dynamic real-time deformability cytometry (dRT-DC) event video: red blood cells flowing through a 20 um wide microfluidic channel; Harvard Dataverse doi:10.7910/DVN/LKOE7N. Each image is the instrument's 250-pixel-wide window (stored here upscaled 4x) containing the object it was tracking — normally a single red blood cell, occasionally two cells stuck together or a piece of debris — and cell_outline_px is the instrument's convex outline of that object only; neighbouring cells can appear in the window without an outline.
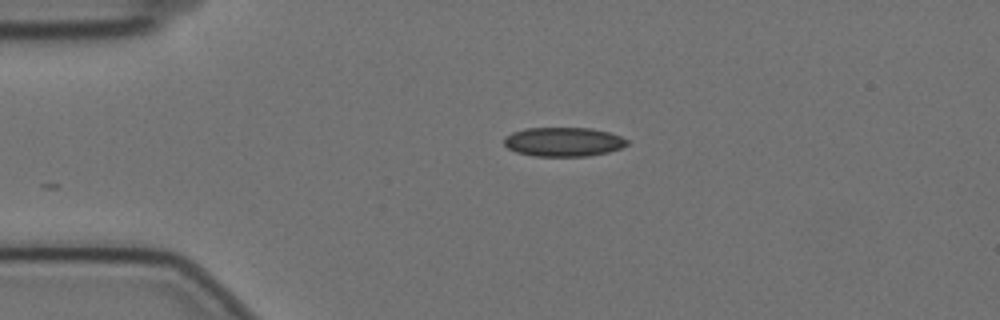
{"species": "Egyptian fruit bat (a non-hibernating species)", "species_latin": "Rousettus aegyptiacus", "temperature_condition": "cold", "stored_images_in_passage": 6, "camera_frame_rate_fps": 3000, "um_per_image_px": 0.085, "animal": {"sex": "female"}, "frame": {"image": 1, "passage_image": 1, "time_ms": 0.0, "image_size_px": [1000, 320], "cell_outline_px": [[628, 144], [620, 148], [608, 152], [588, 156], [532, 156], [516, 152], [508, 148], [504, 144], [504, 136], [512, 132], [524, 128], [592, 128], [608, 132], [620, 136], [628, 140]], "centroid_in_image_um": [47.86, 12.05], "position_along_channel_um": 37.1, "area_um2": 20.98}}